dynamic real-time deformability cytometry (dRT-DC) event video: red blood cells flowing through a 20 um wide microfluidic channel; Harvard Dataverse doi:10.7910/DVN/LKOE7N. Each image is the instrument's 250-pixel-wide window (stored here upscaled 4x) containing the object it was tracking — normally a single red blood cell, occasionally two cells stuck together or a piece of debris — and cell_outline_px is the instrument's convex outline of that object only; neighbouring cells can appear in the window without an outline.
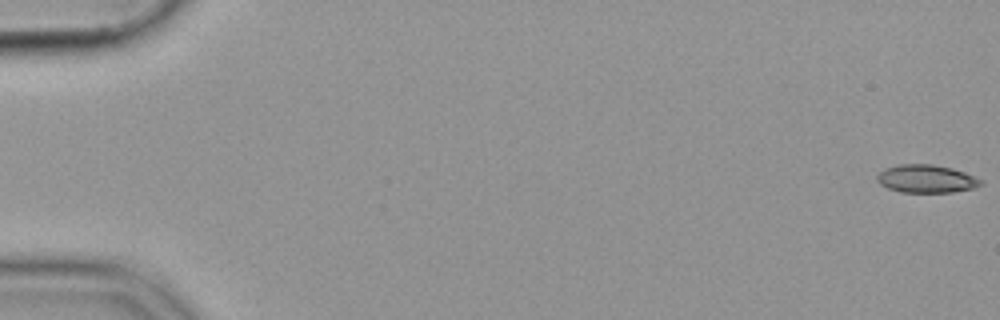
{"species": "common noctule bat (a hibernating species)", "species_latin": "Nyctalus noctula", "temperature_condition": "cold", "stored_images_in_passage": 56, "camera_frame_rate_fps": 3000, "um_per_image_px": 0.085, "animal": {"sex": "female", "body_mass_g": 19.9}, "frame": {"image": 1, "passage_image": 1, "time_ms": 0.0, "image_size_px": [1000, 320], "cell_outline_px": [[984, 184], [972, 188], [952, 192], [900, 192], [888, 188], [880, 184], [876, 180], [876, 176], [884, 168], [900, 164], [932, 164], [952, 168], [964, 172], [984, 180]], "centroid_in_image_um": [78.74, 15.19], "position_along_channel_um": 6.3, "area_um2": 16.99}}
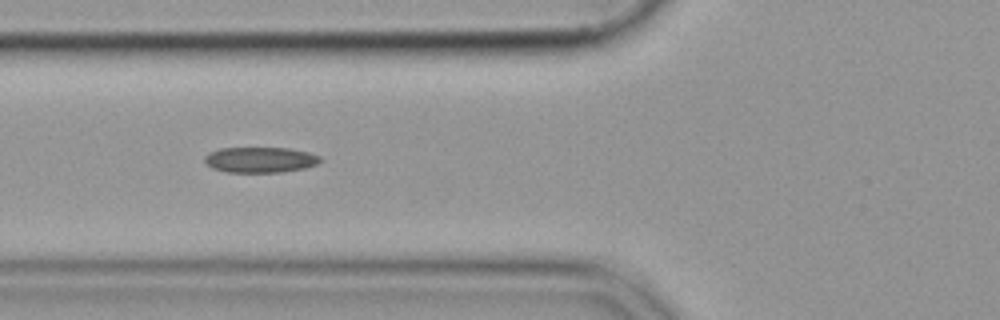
{"frame": {"image": 2, "passage_image": 22, "time_ms": 7.0, "image_size_px": [1000, 320], "cell_outline_px": [[320, 160], [316, 164], [304, 168], [284, 172], [228, 172], [212, 168], [204, 164], [204, 156], [208, 152], [220, 148], [288, 148], [308, 152], [320, 156]], "centroid_in_image_um": [22.06, 13.58], "position_along_channel_um": 103.7, "area_um2": 17.28}}
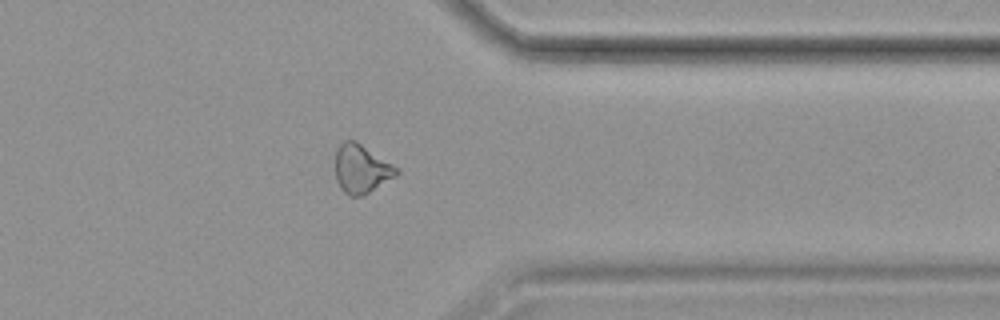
{"frame": {"image": 3, "passage_image": 45, "time_ms": 14.667, "image_size_px": [1000, 320], "cell_outline_px": [[400, 172], [396, 176], [364, 196], [348, 196], [340, 188], [336, 180], [336, 148], [344, 140], [356, 140], [400, 168]], "centroid_in_image_um": [30.74, 14.35], "position_along_channel_um": 380.7, "area_um2": 17.69}}